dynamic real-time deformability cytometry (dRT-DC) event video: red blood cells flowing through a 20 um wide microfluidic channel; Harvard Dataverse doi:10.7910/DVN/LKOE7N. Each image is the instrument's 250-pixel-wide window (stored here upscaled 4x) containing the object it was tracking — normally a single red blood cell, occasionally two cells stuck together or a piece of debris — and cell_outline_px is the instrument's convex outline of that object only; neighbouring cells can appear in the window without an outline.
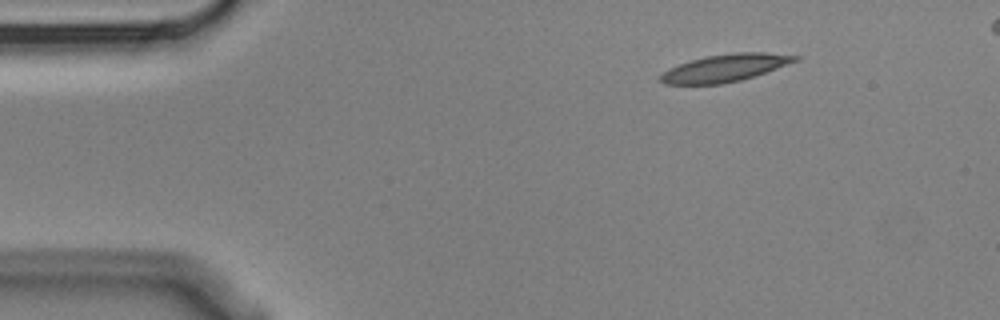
{"species": "Egyptian fruit bat (a non-hibernating species)", "species_latin": "Rousettus aegyptiacus", "temperature_condition": "cold", "stored_images_in_passage": 4, "segment_of_instrument_passage": [1, 2], "camera_frame_rate_fps": 3000, "um_per_image_px": 0.085, "animal": {"sex": "male"}, "frame": {"image": 1, "passage_image": 1, "time_ms": 0.0, "image_size_px": [1000, 320], "cell_outline_px": [[800, 60], [740, 80], [720, 84], [664, 84], [656, 80], [668, 68], [704, 56], [732, 52], [764, 52], [800, 56]], "centroid_in_image_um": [61.6, 5.77], "position_along_channel_um": 23.4, "area_um2": 21.39}}